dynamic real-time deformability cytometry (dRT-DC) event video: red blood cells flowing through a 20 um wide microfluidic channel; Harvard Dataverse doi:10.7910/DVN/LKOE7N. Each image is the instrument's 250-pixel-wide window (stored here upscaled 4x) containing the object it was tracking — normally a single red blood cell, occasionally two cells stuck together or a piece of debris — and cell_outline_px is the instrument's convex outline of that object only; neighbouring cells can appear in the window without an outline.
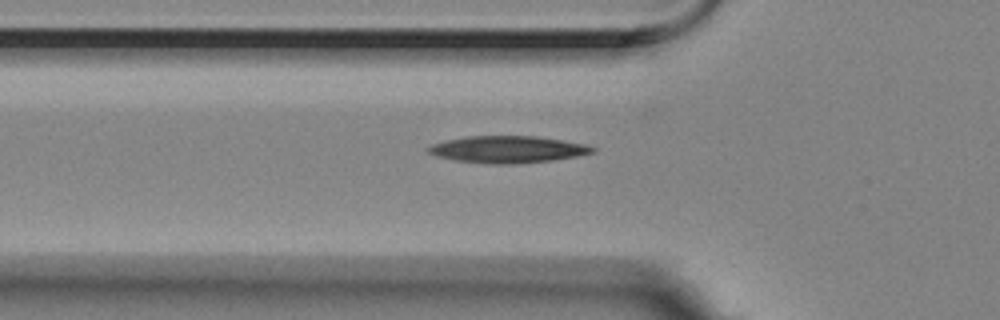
{"species": "Egyptian fruit bat (a non-hibernating species)", "species_latin": "Rousettus aegyptiacus", "temperature_condition": "room temperature", "stored_images_in_passage": 7, "segment_of_instrument_passage": [2, 2], "camera_frame_rate_fps": 3000, "um_per_image_px": 0.085, "animal": {"sex": "female"}, "frame": {"image": 1, "passage_image": 7, "time_ms": 2.0, "image_size_px": [1000, 320], "cell_outline_px": [[596, 152], [576, 156], [552, 160], [512, 164], [492, 164], [456, 160], [436, 156], [428, 152], [428, 148], [432, 144], [444, 140], [468, 136], [536, 136], [584, 144], [596, 148]], "centroid_in_image_um": [43.14, 12.69], "position_along_channel_um": 82.7, "area_um2": 25.55}}